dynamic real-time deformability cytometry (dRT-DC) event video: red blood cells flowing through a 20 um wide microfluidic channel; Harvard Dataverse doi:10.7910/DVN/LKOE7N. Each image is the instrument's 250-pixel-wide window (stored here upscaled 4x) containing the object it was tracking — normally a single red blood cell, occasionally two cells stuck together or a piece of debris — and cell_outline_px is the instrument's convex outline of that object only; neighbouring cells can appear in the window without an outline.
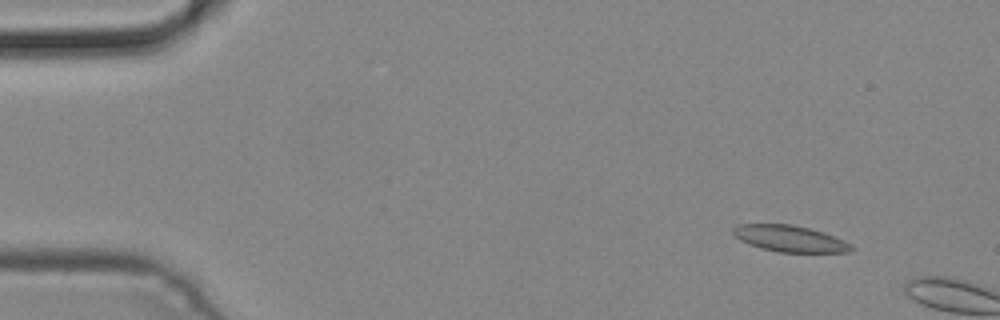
{"species": "common noctule bat (a hibernating species)", "species_latin": "Nyctalus noctula", "temperature_condition": "cold", "stored_images_in_passage": 2, "camera_frame_rate_fps": 3000, "um_per_image_px": 0.085, "animal": {"sex": "male", "body_mass_g": 19.2, "forearm_length_mm": 51.8}, "frame": {"image": 1, "passage_image": 1, "time_ms": 0.0, "image_size_px": [1000, 320], "cell_outline_px": [[856, 248], [848, 252], [776, 252], [760, 248], [748, 244], [740, 240], [732, 232], [732, 228], [740, 224], [792, 224], [808, 228], [844, 240], [852, 244]], "centroid_in_image_um": [67.12, 20.29], "position_along_channel_um": 17.9, "area_um2": 18.09}}